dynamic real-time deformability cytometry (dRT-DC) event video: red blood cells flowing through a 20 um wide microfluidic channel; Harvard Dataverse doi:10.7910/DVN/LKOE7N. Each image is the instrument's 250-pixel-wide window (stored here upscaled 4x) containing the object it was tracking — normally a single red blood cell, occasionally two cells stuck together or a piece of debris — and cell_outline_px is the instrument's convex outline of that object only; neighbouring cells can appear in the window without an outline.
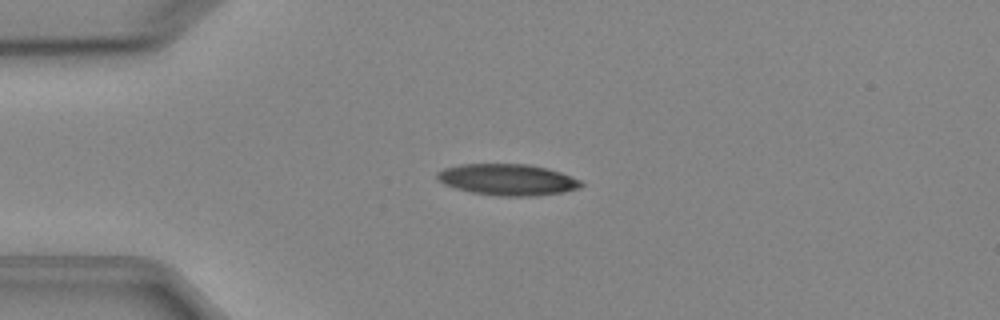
{"species": "Egyptian fruit bat (a non-hibernating species)", "species_latin": "Rousettus aegyptiacus", "temperature_condition": "cold", "stored_images_in_passage": 4, "camera_frame_rate_fps": 3000, "um_per_image_px": 0.085, "animal": {"sex": "female"}, "frame": {"image": 1, "passage_image": 4, "time_ms": 3.333, "image_size_px": [1000, 320], "cell_outline_px": [[584, 184], [580, 188], [564, 192], [536, 196], [500, 196], [472, 192], [456, 188], [444, 184], [436, 180], [436, 172], [444, 168], [460, 164], [528, 164], [548, 168], [560, 172], [580, 180]], "centroid_in_image_um": [43.14, 15.27], "position_along_channel_um": 41.9, "area_um2": 26.41}}